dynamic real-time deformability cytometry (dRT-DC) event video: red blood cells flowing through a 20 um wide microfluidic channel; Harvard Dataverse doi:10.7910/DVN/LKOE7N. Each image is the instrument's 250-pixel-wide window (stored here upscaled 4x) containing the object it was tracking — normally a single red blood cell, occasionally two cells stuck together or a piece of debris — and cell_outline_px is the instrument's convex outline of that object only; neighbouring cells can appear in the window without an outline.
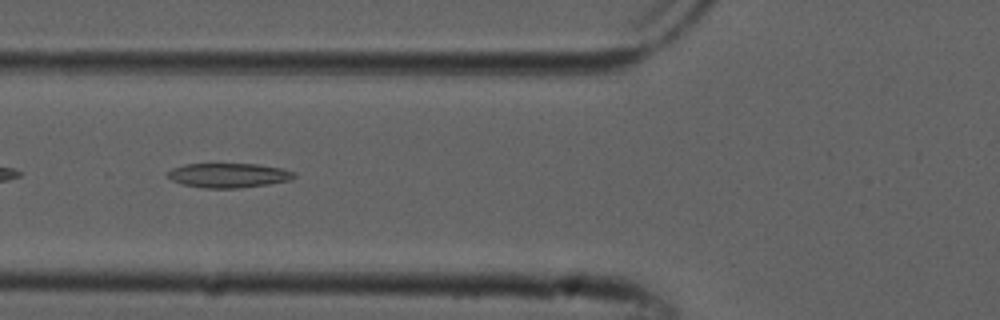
{"species": "common noctule bat (a hibernating species)", "species_latin": "Nyctalus noctula", "temperature_condition": "cold", "stored_images_in_passage": 52, "camera_frame_rate_fps": 3000, "um_per_image_px": 0.085, "animal": {"sex": "male", "forearm_length_mm": 52.5}, "frame": {"image": 1, "passage_image": 19, "time_ms": 6.0, "image_size_px": [1000, 320], "cell_outline_px": [[296, 176], [292, 180], [268, 184], [240, 188], [204, 188], [180, 184], [164, 176], [172, 168], [184, 164], [256, 164], [280, 168], [296, 172]], "centroid_in_image_um": [19.4, 14.91], "position_along_channel_um": 106.4, "area_um2": 18.21}}
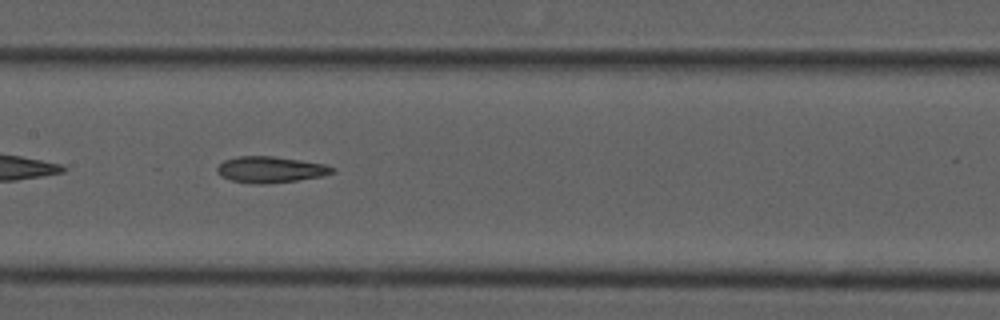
{"frame": {"image": 2, "passage_image": 25, "time_ms": 8.0, "image_size_px": [1000, 320], "cell_outline_px": [[336, 172], [320, 176], [296, 180], [264, 184], [252, 184], [232, 180], [220, 176], [216, 172], [216, 168], [224, 160], [236, 156], [272, 156], [300, 160], [324, 164], [336, 168]], "centroid_in_image_um": [22.96, 14.41], "position_along_channel_um": 184.4, "area_um2": 17.57}}
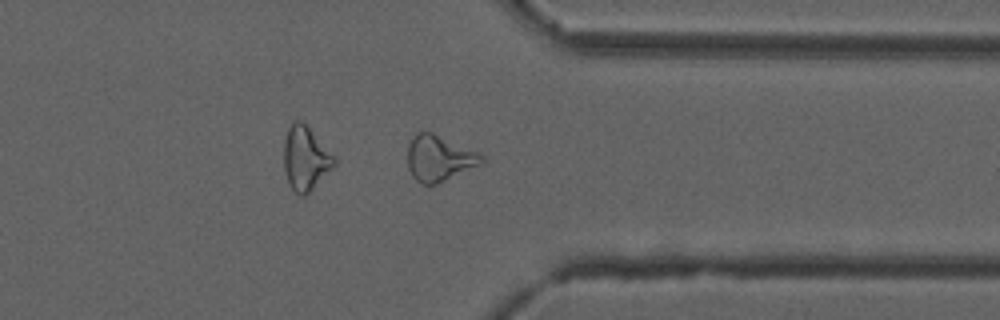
{"frame": {"image": 3, "passage_image": 40, "time_ms": 13.0, "image_size_px": [1000, 320], "cell_outline_px": [[484, 164], [436, 184], [424, 184], [416, 180], [412, 176], [408, 168], [408, 144], [412, 136], [416, 132], [432, 132], [480, 152], [484, 156]], "centroid_in_image_um": [37.36, 13.44], "position_along_channel_um": 374.0, "area_um2": 20.06}, "authors_computed_cell_mechanics": {"area_um2": 20.3745, "velocity_mm_per_s": 3.875, "shape_relaxation_time_tau1_ms": null, "shape_relaxation_time_tau2_ms": 5.1103, "deformation_change_tau1": null, "deformation_change_tau2": 0.1562}}